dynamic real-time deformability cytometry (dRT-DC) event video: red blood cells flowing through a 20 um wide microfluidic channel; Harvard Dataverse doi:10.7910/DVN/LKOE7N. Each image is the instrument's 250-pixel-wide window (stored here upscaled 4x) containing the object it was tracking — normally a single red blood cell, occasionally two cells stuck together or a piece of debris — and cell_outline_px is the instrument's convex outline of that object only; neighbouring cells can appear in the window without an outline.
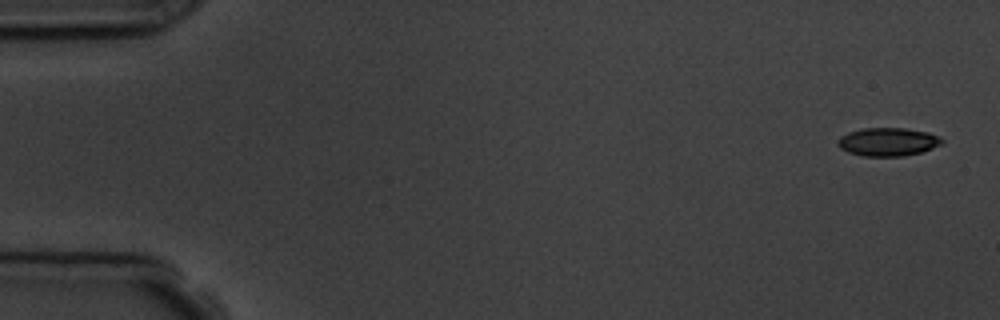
{"species": "common noctule bat (a hibernating species)", "species_latin": "Nyctalus noctula", "temperature_condition": "room temperature", "stored_images_in_passage": 4, "camera_frame_rate_fps": 3000, "um_per_image_px": 0.085, "animal": {"sex": "male", "body_mass_g": 19.5, "forearm_length_mm": 54.6}, "frame": {"image": 1, "passage_image": 1, "time_ms": 0.0, "image_size_px": [1000, 320], "cell_outline_px": [[944, 144], [920, 152], [904, 156], [864, 156], [848, 152], [840, 148], [836, 144], [836, 140], [840, 136], [848, 132], [864, 128], [904, 128], [928, 132], [944, 140]], "centroid_in_image_um": [75.44, 12.06], "position_along_channel_um": 9.6, "area_um2": 17.22}}